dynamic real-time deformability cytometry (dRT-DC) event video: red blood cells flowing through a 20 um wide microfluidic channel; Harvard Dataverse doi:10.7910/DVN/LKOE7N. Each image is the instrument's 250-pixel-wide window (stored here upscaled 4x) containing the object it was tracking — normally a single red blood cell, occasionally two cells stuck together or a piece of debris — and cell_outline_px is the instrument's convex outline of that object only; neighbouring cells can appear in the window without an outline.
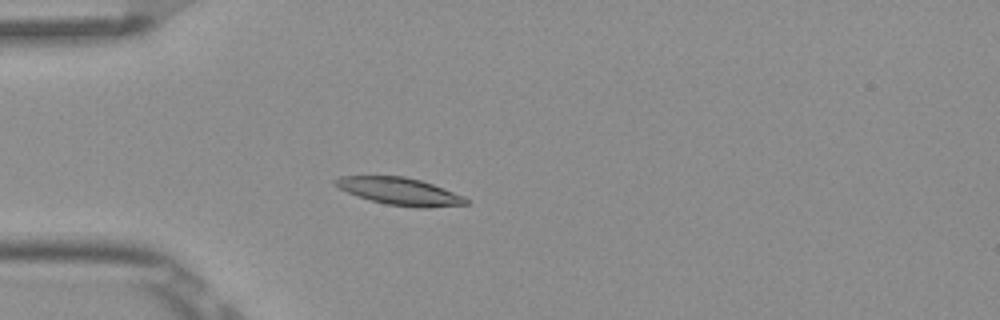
{"species": "Egyptian fruit bat (a non-hibernating species)", "species_latin": "Rousettus aegyptiacus", "temperature_condition": "room temperature", "stored_images_in_passage": 7, "camera_frame_rate_fps": 3000, "um_per_image_px": 0.085, "frame": {"image": 1, "passage_image": 5, "time_ms": 1.333, "image_size_px": [1000, 320], "cell_outline_px": [[468, 204], [428, 208], [420, 208], [384, 204], [348, 192], [332, 184], [332, 180], [340, 176], [404, 176], [420, 180], [432, 184], [464, 196], [468, 200]], "centroid_in_image_um": [33.97, 16.26], "position_along_channel_um": 51.0, "area_um2": 20.69}}
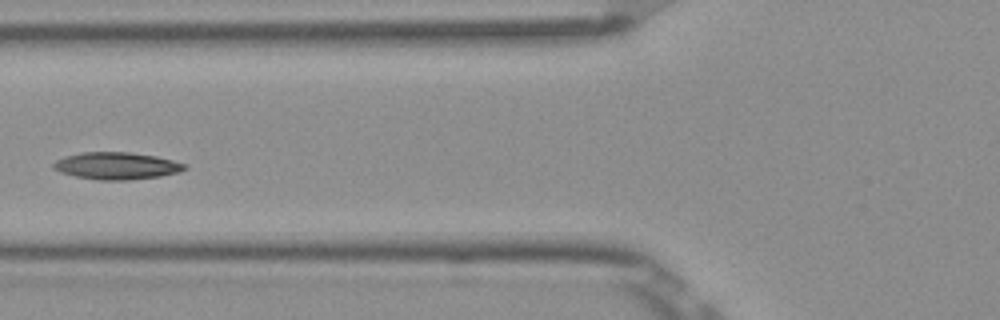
{"frame": {"image": 2, "passage_image": 7, "time_ms": 2.0, "image_size_px": [1000, 320], "cell_outline_px": [[188, 168], [180, 172], [160, 176], [128, 180], [100, 180], [76, 176], [60, 172], [52, 168], [52, 164], [56, 160], [64, 156], [80, 152], [128, 152], [156, 156], [188, 164]], "centroid_in_image_um": [9.92, 14.09], "position_along_channel_um": 115.9, "area_um2": 20.87}}